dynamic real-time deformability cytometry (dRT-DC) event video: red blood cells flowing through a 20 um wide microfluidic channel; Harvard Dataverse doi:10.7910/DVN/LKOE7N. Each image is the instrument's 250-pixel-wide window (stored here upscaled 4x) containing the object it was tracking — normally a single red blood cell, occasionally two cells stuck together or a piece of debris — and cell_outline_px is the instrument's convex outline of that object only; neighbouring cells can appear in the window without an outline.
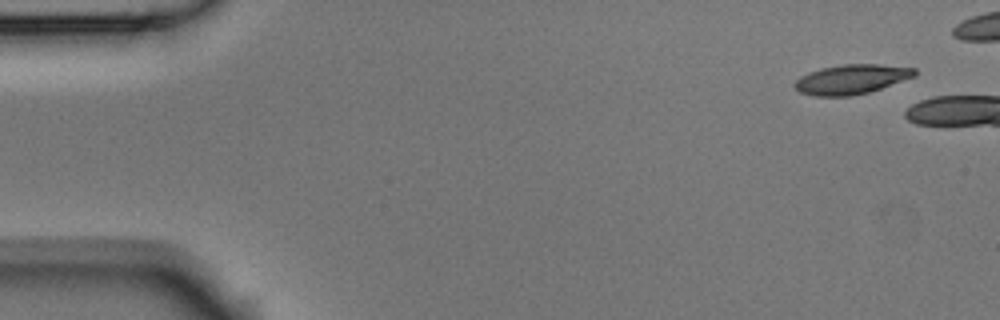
{"species": "Egyptian fruit bat (a non-hibernating species)", "species_latin": "Rousettus aegyptiacus", "temperature_condition": "room temperature", "stored_images_in_passage": 3, "camera_frame_rate_fps": 3000, "um_per_image_px": 0.085, "animal": {"sex": "male"}, "frame": {"image": 1, "passage_image": 1, "time_ms": 0.0, "image_size_px": [1000, 320], "cell_outline_px": [[916, 76], [868, 92], [852, 96], [812, 96], [800, 92], [792, 84], [800, 76], [808, 72], [820, 68], [844, 64], [880, 64], [916, 68]], "centroid_in_image_um": [72.35, 6.73], "position_along_channel_um": 12.7, "area_um2": 20.75}}